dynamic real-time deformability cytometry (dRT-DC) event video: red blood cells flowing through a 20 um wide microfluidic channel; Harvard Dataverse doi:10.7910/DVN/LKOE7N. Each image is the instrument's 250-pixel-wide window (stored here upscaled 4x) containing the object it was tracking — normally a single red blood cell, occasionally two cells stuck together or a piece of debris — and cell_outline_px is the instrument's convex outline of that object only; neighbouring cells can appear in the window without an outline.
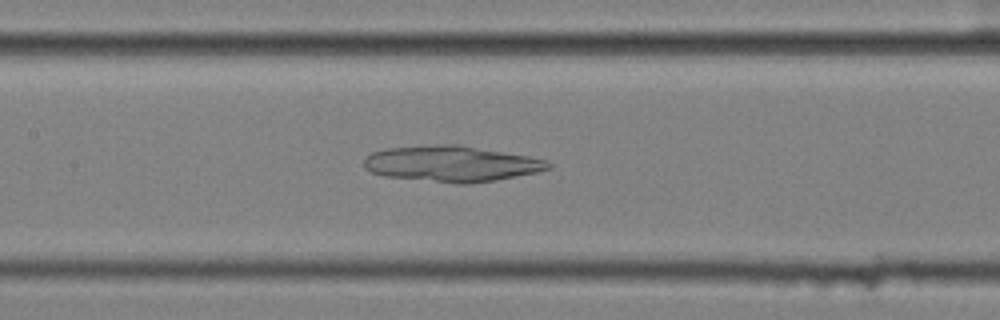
{"species": "common noctule bat (a hibernating species)", "species_latin": "Nyctalus noctula", "temperature_condition": "cold", "stored_images_in_passage": 46, "camera_frame_rate_fps": 3000, "um_per_image_px": 0.085, "animal": {"sex": "female", "body_mass_g": 25.1}, "frame": {"image": 1, "passage_image": 27, "time_ms": 8.667, "image_size_px": [1000, 320], "cell_outline_px": [[552, 168], [536, 172], [496, 180], [468, 184], [456, 184], [384, 176], [372, 172], [364, 168], [364, 160], [372, 152], [384, 148], [436, 144], [456, 144], [528, 156], [548, 160], [552, 164]], "centroid_in_image_um": [38.37, 13.92], "position_along_channel_um": 169.0, "area_um2": 38.61}}
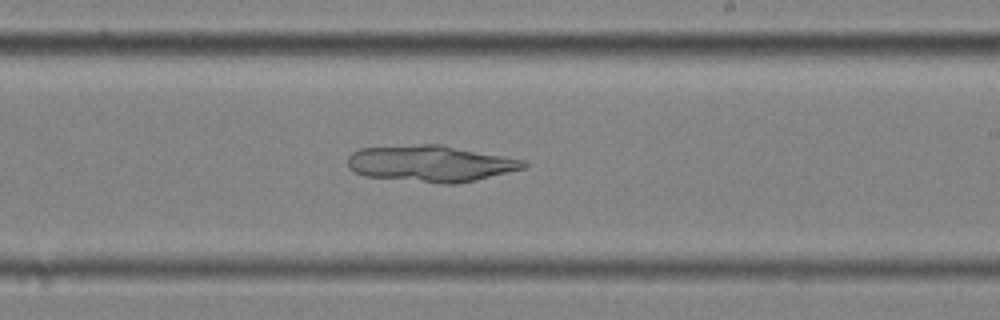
{"frame": {"image": 2, "passage_image": 34, "time_ms": 11.0, "image_size_px": [1000, 320], "cell_outline_px": [[528, 164], [524, 168], [476, 180], [456, 184], [444, 184], [364, 176], [348, 168], [348, 156], [352, 152], [360, 148], [424, 144], [440, 144], [524, 160]], "centroid_in_image_um": [36.58, 13.9], "position_along_channel_um": 252.4, "area_um2": 37.11}}
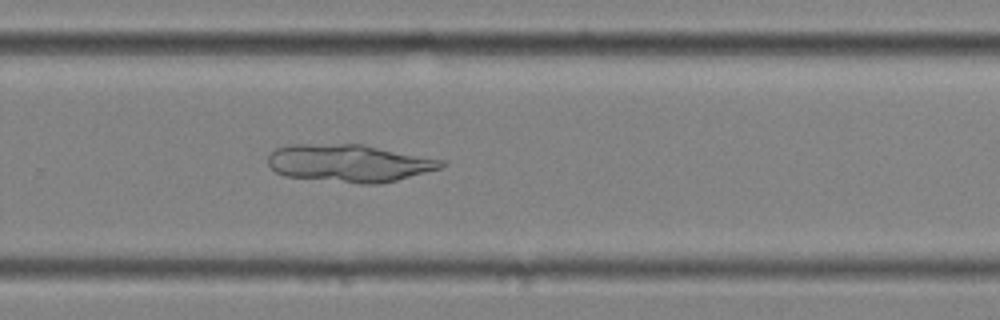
{"frame": {"image": 3, "passage_image": 38, "time_ms": 12.333, "image_size_px": [1000, 320], "cell_outline_px": [[448, 164], [440, 168], [396, 180], [380, 184], [360, 184], [284, 176], [276, 172], [268, 164], [268, 156], [276, 148], [292, 144], [364, 144], [444, 160]], "centroid_in_image_um": [29.69, 13.86], "position_along_channel_um": 300.1, "area_um2": 38.03}}